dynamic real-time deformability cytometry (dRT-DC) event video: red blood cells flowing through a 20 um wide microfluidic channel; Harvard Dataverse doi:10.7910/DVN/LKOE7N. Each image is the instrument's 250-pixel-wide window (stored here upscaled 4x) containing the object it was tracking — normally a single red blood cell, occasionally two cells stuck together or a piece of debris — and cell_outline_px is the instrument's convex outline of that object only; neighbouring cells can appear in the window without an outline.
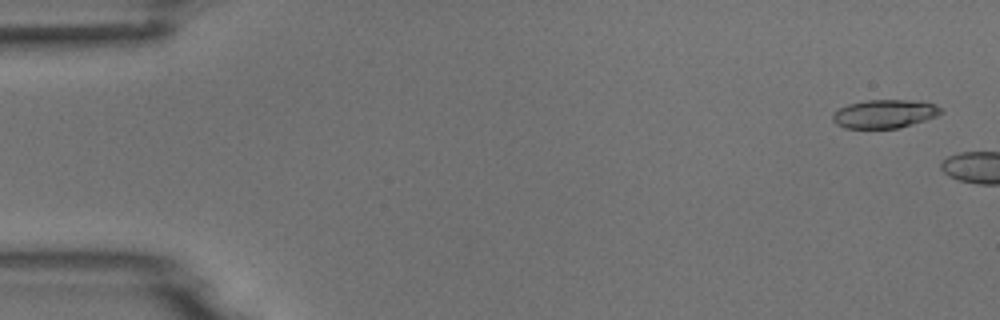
{"species": "common noctule bat (a hibernating species)", "species_latin": "Nyctalus noctula", "temperature_condition": "room temperature", "stored_images_in_passage": 6, "camera_frame_rate_fps": 3000, "um_per_image_px": 0.085, "animal": {"sex": "male", "body_mass_g": 18.8}, "frame": {"image": 1, "passage_image": 1, "time_ms": 0.0, "image_size_px": [1000, 320], "cell_outline_px": [[944, 112], [936, 116], [924, 120], [896, 128], [844, 128], [836, 124], [832, 120], [832, 112], [848, 104], [868, 100], [916, 100], [936, 104], [944, 108]], "centroid_in_image_um": [75.2, 9.66], "position_along_channel_um": 9.8, "area_um2": 18.03}}
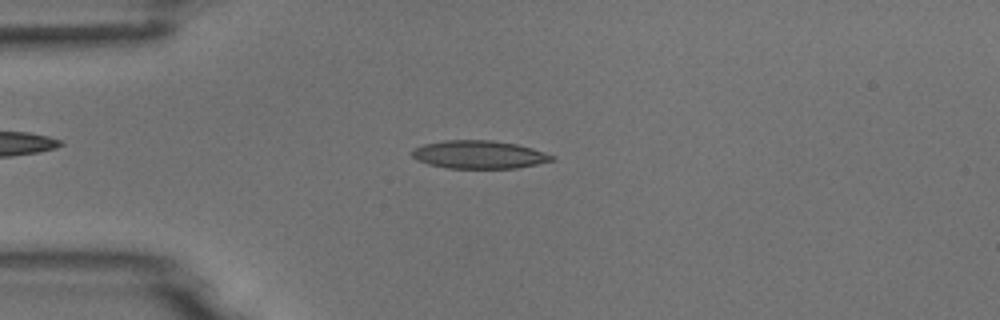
{"frame": {"image": 2, "passage_image": 4, "time_ms": 5.333, "image_size_px": [1000, 320], "cell_outline_px": [[556, 160], [516, 168], [448, 168], [428, 164], [416, 160], [408, 152], [412, 148], [424, 144], [444, 140], [492, 140], [516, 144], [532, 148], [556, 156]], "centroid_in_image_um": [40.69, 13.14], "position_along_channel_um": 44.3, "area_um2": 23.06}}
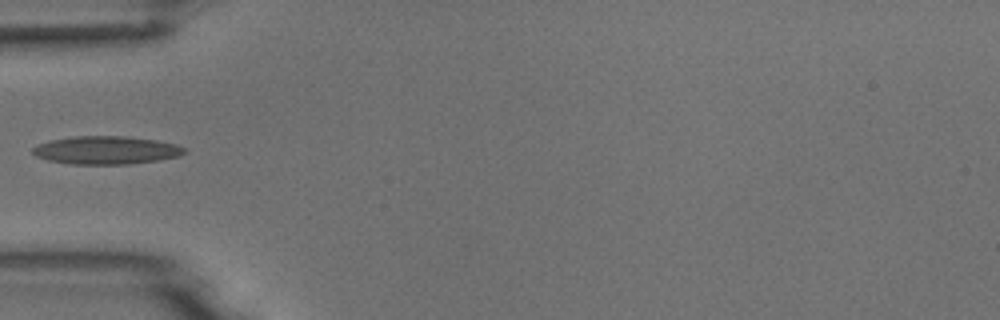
{"frame": {"image": 3, "passage_image": 5, "time_ms": 6.667, "image_size_px": [1000, 320], "cell_outline_px": [[188, 152], [180, 156], [156, 160], [128, 164], [72, 164], [48, 160], [36, 156], [32, 152], [32, 148], [36, 144], [52, 140], [76, 136], [124, 136], [156, 140], [176, 144], [188, 148]], "centroid_in_image_um": [9.06, 12.76], "position_along_channel_um": 75.9, "area_um2": 24.85}}